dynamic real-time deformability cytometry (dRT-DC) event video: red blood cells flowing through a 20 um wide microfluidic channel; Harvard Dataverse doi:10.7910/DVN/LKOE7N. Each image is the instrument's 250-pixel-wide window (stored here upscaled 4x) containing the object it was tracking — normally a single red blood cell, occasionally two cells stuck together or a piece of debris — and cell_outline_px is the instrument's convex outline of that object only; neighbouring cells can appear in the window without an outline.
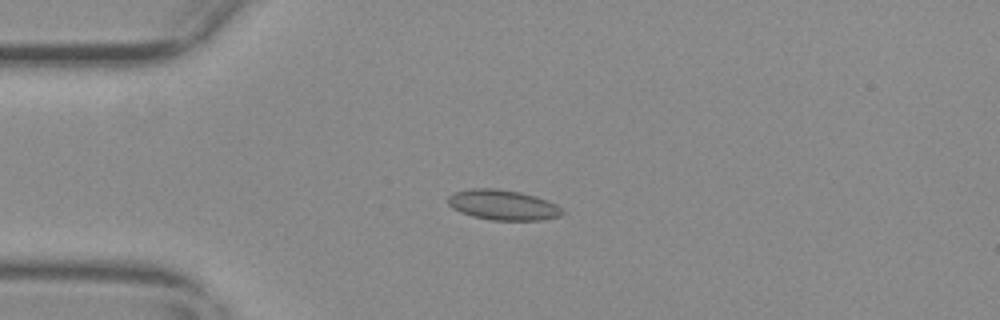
{"species": "common noctule bat (a hibernating species)", "species_latin": "Nyctalus noctula", "temperature_condition": "warm", "stored_images_in_passage": 55, "camera_frame_rate_fps": 3000, "um_per_image_px": 0.085, "animal": {"sex": "female", "body_mass_g": 29.2, "forearm_length_mm": 56.3}, "frame": {"image": 1, "passage_image": 13, "time_ms": 4.0, "image_size_px": [1000, 320], "cell_outline_px": [[564, 212], [560, 216], [540, 220], [492, 220], [472, 216], [460, 212], [452, 208], [448, 204], [448, 196], [452, 192], [472, 188], [496, 188], [520, 192], [536, 196], [556, 204]], "centroid_in_image_um": [42.71, 17.41], "position_along_channel_um": 42.3, "area_um2": 20.17}}
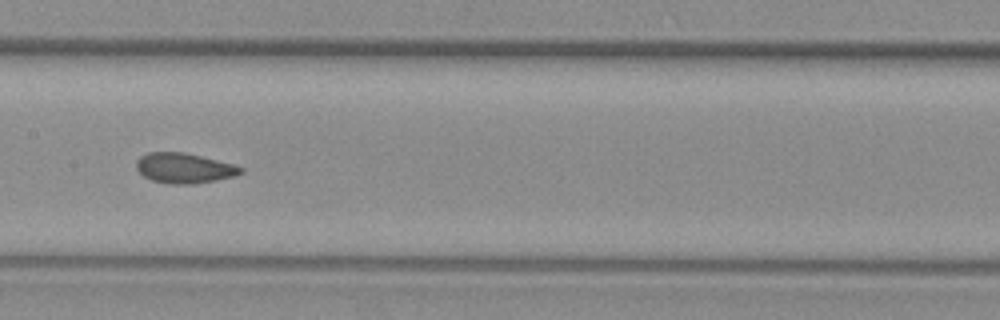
{"frame": {"image": 2, "passage_image": 27, "time_ms": 8.667, "image_size_px": [1000, 320], "cell_outline_px": [[244, 172], [236, 176], [216, 180], [192, 184], [168, 184], [152, 180], [144, 176], [136, 168], [136, 160], [140, 156], [148, 152], [184, 152], [232, 164], [244, 168]], "centroid_in_image_um": [15.65, 14.29], "position_along_channel_um": 191.8, "area_um2": 18.32}}
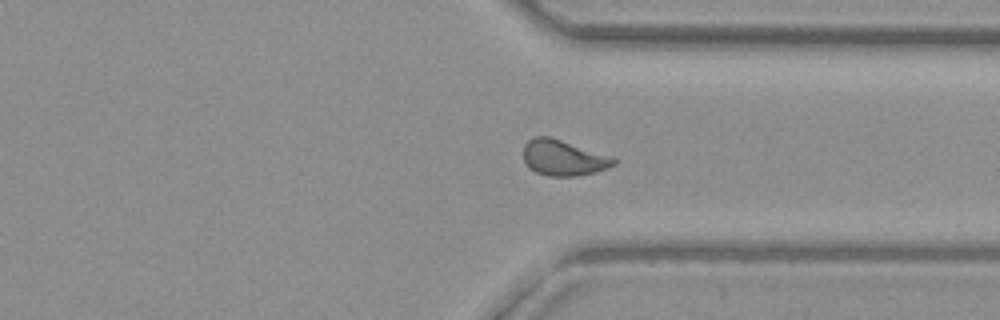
{"frame": {"image": 3, "passage_image": 41, "time_ms": 13.333, "image_size_px": [1000, 320], "cell_outline_px": [[616, 164], [596, 172], [576, 176], [548, 176], [536, 172], [528, 168], [524, 160], [524, 144], [532, 136], [548, 136], [560, 140], [616, 160]], "centroid_in_image_um": [47.78, 13.43], "position_along_channel_um": 363.6, "area_um2": 18.21}, "authors_computed_cell_mechanics": {"area_um2": 18.6694, "velocity_mm_per_s": 3.6962, "shape_relaxation_time_tau1_ms": null, "shape_relaxation_time_tau2_ms": 1.8587, "deformation_change_tau1": null, "deformation_change_tau2": 0.0436}}